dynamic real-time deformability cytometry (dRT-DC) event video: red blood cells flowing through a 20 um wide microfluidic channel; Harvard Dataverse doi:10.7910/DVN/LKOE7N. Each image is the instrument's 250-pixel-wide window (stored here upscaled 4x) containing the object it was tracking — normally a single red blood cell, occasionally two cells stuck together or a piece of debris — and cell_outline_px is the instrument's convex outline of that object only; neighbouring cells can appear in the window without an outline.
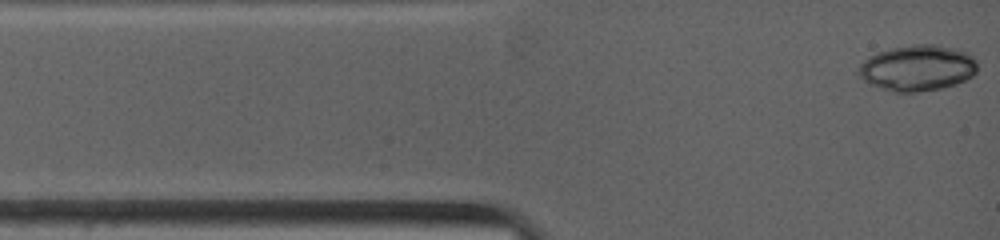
{"species": "common noctule bat (a hibernating species)", "species_latin": "Nyctalus noctula", "temperature_condition": "warm", "stored_images_in_passage": 11, "camera_frame_rate_fps": 4500, "um_per_image_px": 0.085, "animal": {"sex": "female", "body_mass_g": 19.0, "forearm_length_mm": 53.3}, "frame": {"image": 1, "passage_image": 1, "time_ms": 0.0, "image_size_px": [1000, 240], "cell_outline_px": [[976, 72], [972, 76], [956, 84], [940, 88], [916, 92], [896, 92], [868, 84], [856, 76], [856, 72], [860, 64], [868, 56], [876, 52], [892, 48], [912, 44], [936, 44], [956, 48], [968, 52], [976, 60]], "centroid_in_image_um": [77.94, 5.76], "position_along_channel_um": 7.1, "area_um2": 32.14}}